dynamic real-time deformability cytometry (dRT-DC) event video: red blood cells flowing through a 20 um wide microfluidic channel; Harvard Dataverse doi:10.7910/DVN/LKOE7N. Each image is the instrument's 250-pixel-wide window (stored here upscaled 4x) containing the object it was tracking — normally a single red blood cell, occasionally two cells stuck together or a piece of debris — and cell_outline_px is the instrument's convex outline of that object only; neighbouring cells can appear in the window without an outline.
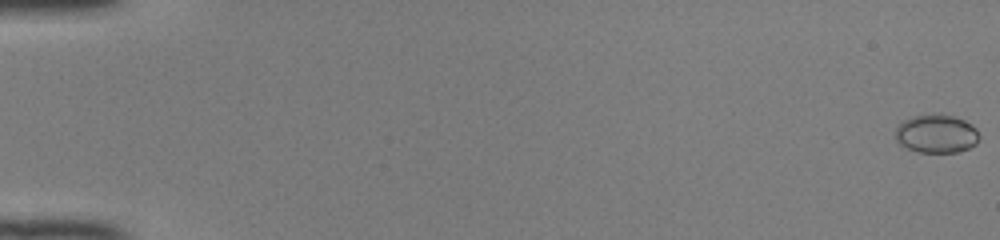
{"species": "common noctule bat (a hibernating species)", "species_latin": "Nyctalus noctula", "temperature_condition": "room temperature", "stored_images_in_passage": 51, "camera_frame_rate_fps": 3000, "um_per_image_px": 0.085, "animal": {"sex": "female", "body_mass_g": 22.0, "forearm_length_mm": 56.7}, "frame": {"image": 1, "passage_image": 1, "time_ms": 0.0, "image_size_px": [1000, 240], "cell_outline_px": [[980, 136], [976, 144], [968, 148], [956, 152], [920, 152], [908, 148], [900, 144], [896, 140], [896, 128], [904, 120], [912, 116], [932, 112], [952, 116], [964, 120], [972, 124], [976, 128]], "centroid_in_image_um": [79.61, 11.34], "position_along_channel_um": 5.4, "area_um2": 18.9}}
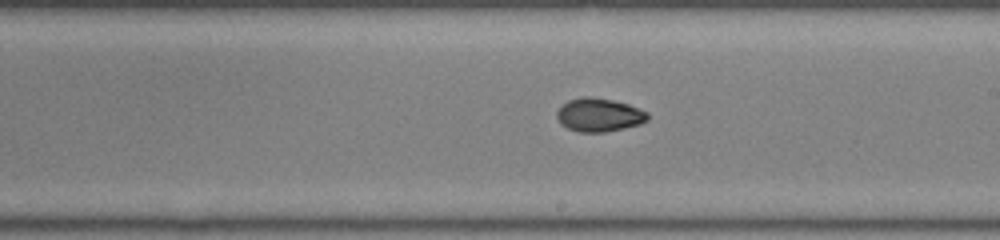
{"frame": {"image": 2, "passage_image": 31, "time_ms": 10.0, "image_size_px": [1000, 240], "cell_outline_px": [[648, 120], [640, 124], [624, 128], [604, 132], [580, 132], [568, 128], [560, 124], [556, 116], [556, 112], [568, 100], [584, 96], [588, 96], [612, 100], [628, 104], [648, 112]], "centroid_in_image_um": [50.92, 9.77], "position_along_channel_um": 238.1, "area_um2": 17.63}}
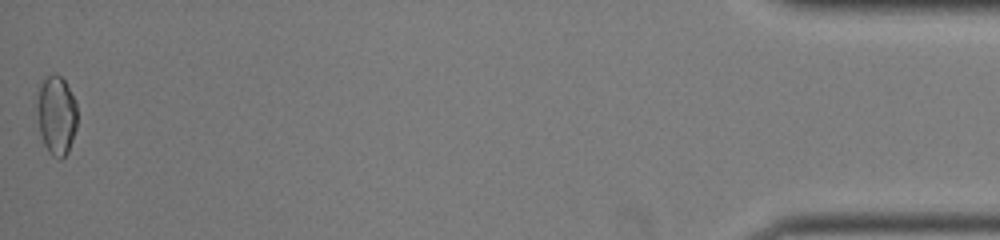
{"frame": {"image": 3, "passage_image": 51, "time_ms": 16.667, "image_size_px": [1000, 240], "cell_outline_px": [[76, 128], [68, 152], [60, 160], [52, 156], [48, 152], [44, 144], [40, 132], [36, 108], [40, 84], [48, 76], [56, 72], [64, 80], [76, 100]], "centroid_in_image_um": [4.79, 9.8], "position_along_channel_um": 430.4, "area_um2": 18.55}, "authors_computed_cell_mechanics": {"area_um2": 17.6868, "velocity_mm_per_s": 4.1453, "shape_relaxation_time_tau1_ms": 4.1159, "shape_relaxation_time_tau2_ms": 1.9593, "deformation_change_tau1": 0.1429, "deformation_change_tau2": 0.0423}}